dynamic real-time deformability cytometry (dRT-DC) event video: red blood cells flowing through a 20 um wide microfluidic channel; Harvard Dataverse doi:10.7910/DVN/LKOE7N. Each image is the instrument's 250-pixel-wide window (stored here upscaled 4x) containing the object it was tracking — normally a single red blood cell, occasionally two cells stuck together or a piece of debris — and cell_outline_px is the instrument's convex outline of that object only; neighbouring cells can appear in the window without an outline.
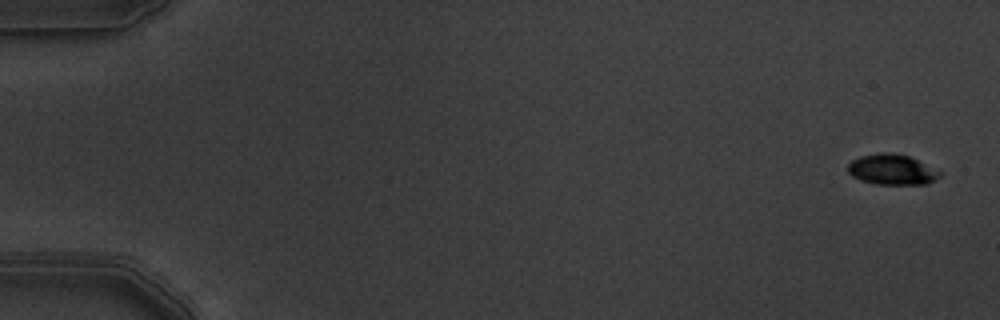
{"species": "common noctule bat (a hibernating species)", "species_latin": "Nyctalus noctula", "temperature_condition": "warm", "stored_images_in_passage": 6, "camera_frame_rate_fps": 3000, "um_per_image_px": 0.085, "animal": {"sex": "male", "body_mass_g": 19.5, "forearm_length_mm": 54.6}, "frame": {"image": 1, "passage_image": 1, "time_ms": 0.0, "image_size_px": [1000, 320], "cell_outline_px": [[944, 172], [940, 176], [928, 184], [876, 184], [860, 180], [852, 176], [848, 172], [848, 164], [852, 160], [860, 156], [880, 152], [892, 152], [908, 156]], "centroid_in_image_um": [75.83, 14.41], "position_along_channel_um": 9.2, "area_um2": 16.42}}
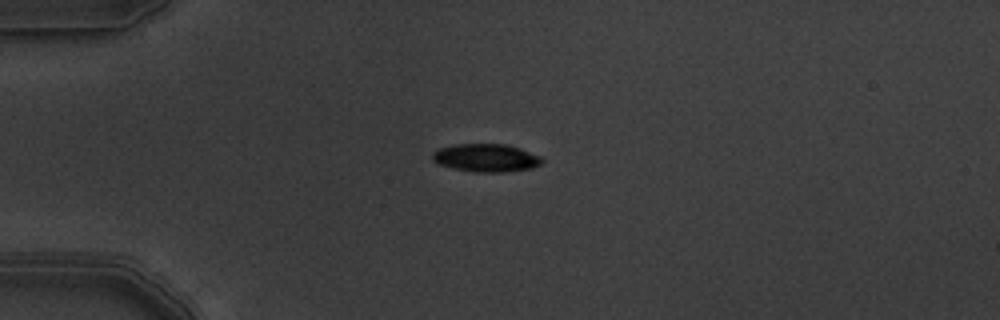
{"frame": {"image": 2, "passage_image": 5, "time_ms": 1.333, "image_size_px": [1000, 320], "cell_outline_px": [[544, 160], [540, 164], [532, 168], [504, 172], [476, 172], [452, 168], [440, 164], [432, 160], [432, 152], [440, 148], [456, 144], [504, 144], [520, 148], [540, 156]], "centroid_in_image_um": [41.31, 13.42], "position_along_channel_um": 43.7, "area_um2": 17.8}}